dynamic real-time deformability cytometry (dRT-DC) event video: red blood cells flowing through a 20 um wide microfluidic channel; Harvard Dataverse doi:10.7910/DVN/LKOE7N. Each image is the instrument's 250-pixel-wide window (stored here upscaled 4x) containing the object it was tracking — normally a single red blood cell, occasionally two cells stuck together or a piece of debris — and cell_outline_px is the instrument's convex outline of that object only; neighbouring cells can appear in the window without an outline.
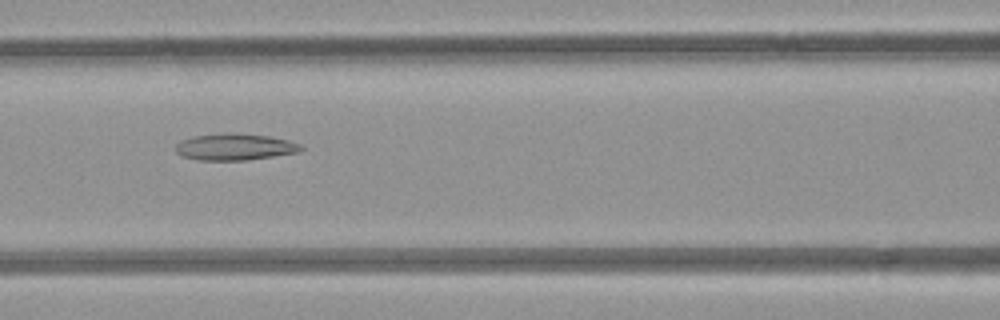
{"species": "common noctule bat (a hibernating species)", "species_latin": "Nyctalus noctula", "temperature_condition": "room temperature", "stored_images_in_passage": 9, "camera_frame_rate_fps": 3000, "um_per_image_px": 0.085, "animal": {"sex": "female", "body_mass_g": 21.9}, "frame": {"image": 1, "passage_image": 6, "time_ms": 6.667, "image_size_px": [1000, 320], "cell_outline_px": [[304, 148], [300, 152], [248, 160], [196, 160], [184, 156], [176, 152], [176, 144], [180, 140], [192, 136], [268, 136], [288, 140], [300, 144]], "centroid_in_image_um": [19.99, 12.54], "position_along_channel_um": 146.6, "area_um2": 18.44}}
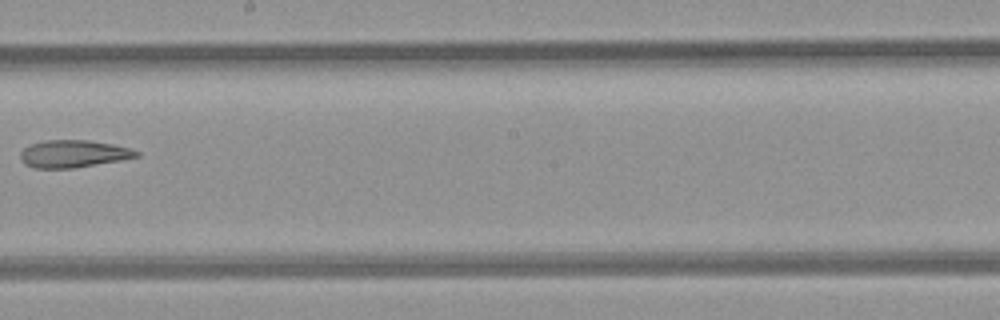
{"frame": {"image": 2, "passage_image": 8, "time_ms": 9.0, "image_size_px": [1000, 320], "cell_outline_px": [[140, 156], [120, 160], [72, 168], [32, 168], [24, 164], [20, 160], [20, 152], [28, 144], [44, 140], [88, 140], [112, 144], [132, 148], [140, 152]], "centroid_in_image_um": [6.2, 13.06], "position_along_channel_um": 242.0, "area_um2": 18.67}}
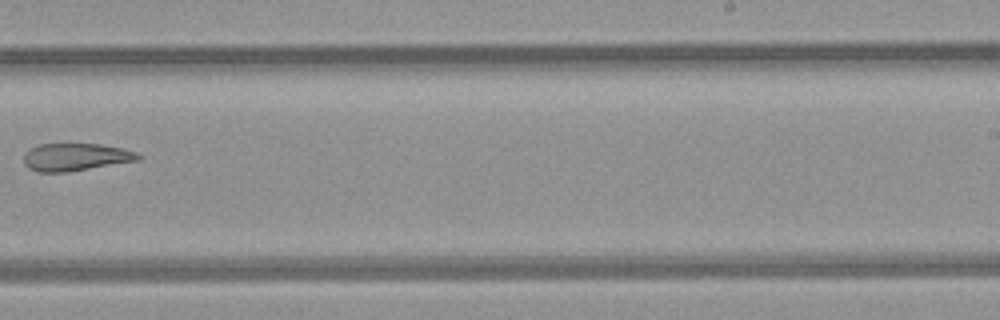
{"frame": {"image": 3, "passage_image": 9, "time_ms": 10.0, "image_size_px": [1000, 320], "cell_outline_px": [[140, 160], [64, 172], [40, 172], [28, 168], [24, 164], [24, 152], [40, 144], [100, 144], [120, 148], [136, 152], [140, 156]], "centroid_in_image_um": [6.39, 13.35], "position_along_channel_um": 282.6, "area_um2": 18.09}}